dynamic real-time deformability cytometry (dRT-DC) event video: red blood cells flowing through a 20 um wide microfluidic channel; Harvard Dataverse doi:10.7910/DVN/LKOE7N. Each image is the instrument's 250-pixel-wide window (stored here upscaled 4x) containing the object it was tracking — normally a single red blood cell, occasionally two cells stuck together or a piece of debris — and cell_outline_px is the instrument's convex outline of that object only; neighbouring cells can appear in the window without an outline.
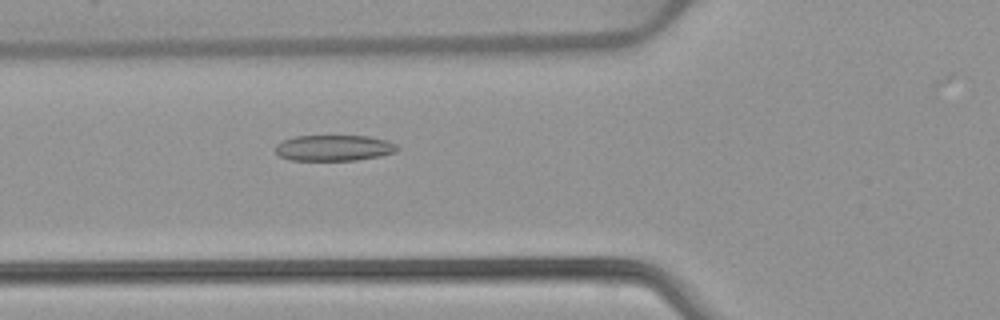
{"species": "common noctule bat (a hibernating species)", "species_latin": "Nyctalus noctula", "temperature_condition": "warm", "stored_images_in_passage": 45, "camera_frame_rate_fps": 3000, "um_per_image_px": 0.085, "animal": {"sex": "female", "body_mass_g": 22.7, "forearm_length_mm": 54.2}, "frame": {"image": 1, "passage_image": 12, "time_ms": 3.667, "image_size_px": [1000, 320], "cell_outline_px": [[400, 148], [396, 152], [380, 156], [356, 160], [288, 160], [280, 156], [276, 152], [276, 144], [284, 140], [296, 136], [368, 136], [388, 140], [396, 144]], "centroid_in_image_um": [28.42, 12.57], "position_along_channel_um": 97.4, "area_um2": 18.44}}
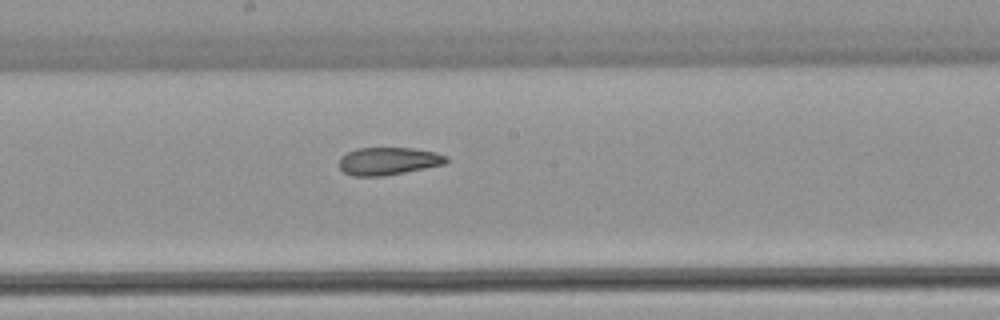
{"frame": {"image": 2, "passage_image": 21, "time_ms": 6.667, "image_size_px": [1000, 320], "cell_outline_px": [[448, 160], [444, 164], [384, 176], [352, 176], [344, 172], [340, 168], [340, 156], [356, 148], [412, 148], [436, 152], [448, 156]], "centroid_in_image_um": [33.0, 13.69], "position_along_channel_um": 215.2, "area_um2": 17.22}}
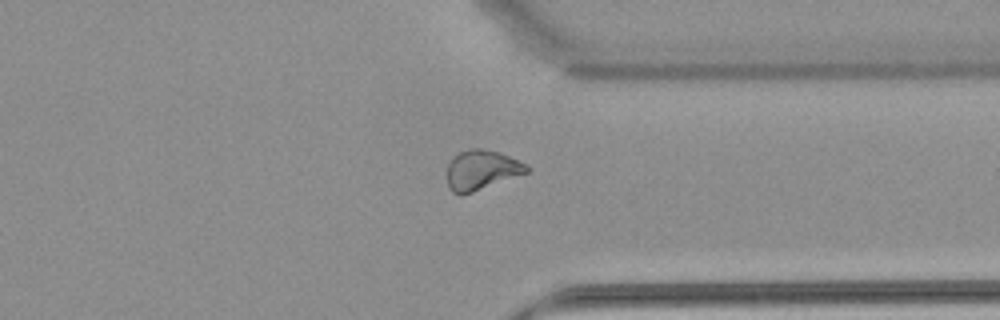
{"frame": {"image": 3, "passage_image": 33, "time_ms": 10.667, "image_size_px": [1000, 320], "cell_outline_px": [[528, 172], [472, 192], [460, 196], [452, 192], [448, 188], [448, 164], [452, 156], [468, 148], [480, 148], [496, 152], [508, 156], [524, 164], [528, 168]], "centroid_in_image_um": [40.86, 14.46], "position_along_channel_um": 370.5, "area_um2": 18.15}, "authors_computed_cell_mechanics": {"area_um2": 18.9584, "velocity_mm_per_s": 3.9134, "shape_relaxation_time_tau1_ms": null, "shape_relaxation_time_tau2_ms": 2.446, "deformation_change_tau1": null, "deformation_change_tau2": 0.0746}}